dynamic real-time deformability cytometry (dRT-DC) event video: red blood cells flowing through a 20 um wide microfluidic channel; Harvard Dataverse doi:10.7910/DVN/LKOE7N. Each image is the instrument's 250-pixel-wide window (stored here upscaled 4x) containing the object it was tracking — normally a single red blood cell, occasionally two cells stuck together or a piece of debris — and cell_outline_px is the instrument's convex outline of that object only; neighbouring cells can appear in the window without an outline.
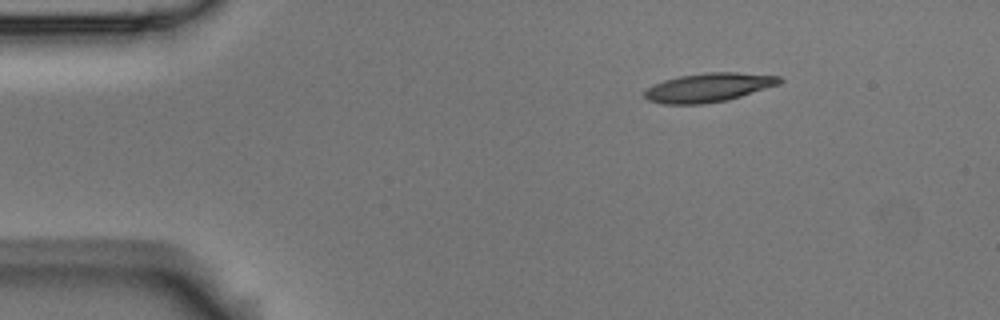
{"species": "Egyptian fruit bat (a non-hibernating species)", "species_latin": "Rousettus aegyptiacus", "temperature_condition": "room temperature", "stored_images_in_passage": 2, "camera_frame_rate_fps": 3000, "um_per_image_px": 0.085, "animal": {"sex": "male"}, "frame": {"image": 1, "passage_image": 1, "time_ms": 0.0, "image_size_px": [1000, 320], "cell_outline_px": [[784, 80], [780, 84], [728, 100], [704, 104], [664, 104], [648, 100], [644, 96], [644, 92], [648, 88], [664, 80], [680, 76], [708, 72], [736, 72], [780, 76]], "centroid_in_image_um": [60.26, 7.44], "position_along_channel_um": 24.7, "area_um2": 22.66}}